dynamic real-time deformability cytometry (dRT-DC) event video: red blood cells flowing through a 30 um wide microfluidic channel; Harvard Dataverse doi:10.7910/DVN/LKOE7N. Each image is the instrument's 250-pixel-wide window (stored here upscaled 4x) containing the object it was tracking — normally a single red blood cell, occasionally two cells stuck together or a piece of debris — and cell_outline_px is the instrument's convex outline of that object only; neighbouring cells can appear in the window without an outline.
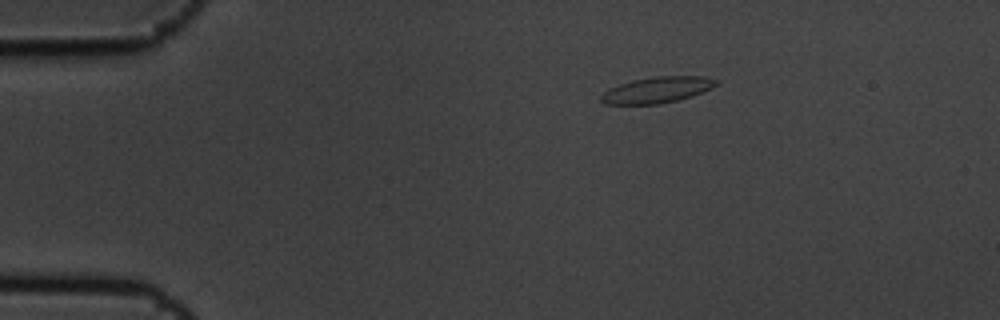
{"species": "common noctule bat (a hibernating species)", "species_latin": "Nyctalus noctula", "temperature_condition": "cold", "stored_images_in_passage": 3, "camera_frame_rate_fps": 3000, "um_per_image_px": 0.085, "animal": {"sex": "male", "body_mass_g": 19.5, "forearm_length_mm": 54.6}, "frame": {"image": 1, "passage_image": 1, "time_ms": 0.0, "image_size_px": [1000, 320], "cell_outline_px": [[720, 84], [712, 88], [692, 96], [660, 104], [604, 104], [600, 100], [600, 96], [608, 88], [632, 80], [656, 76], [704, 76], [720, 80]], "centroid_in_image_um": [55.88, 7.63], "position_along_channel_um": 29.1, "area_um2": 17.63}}